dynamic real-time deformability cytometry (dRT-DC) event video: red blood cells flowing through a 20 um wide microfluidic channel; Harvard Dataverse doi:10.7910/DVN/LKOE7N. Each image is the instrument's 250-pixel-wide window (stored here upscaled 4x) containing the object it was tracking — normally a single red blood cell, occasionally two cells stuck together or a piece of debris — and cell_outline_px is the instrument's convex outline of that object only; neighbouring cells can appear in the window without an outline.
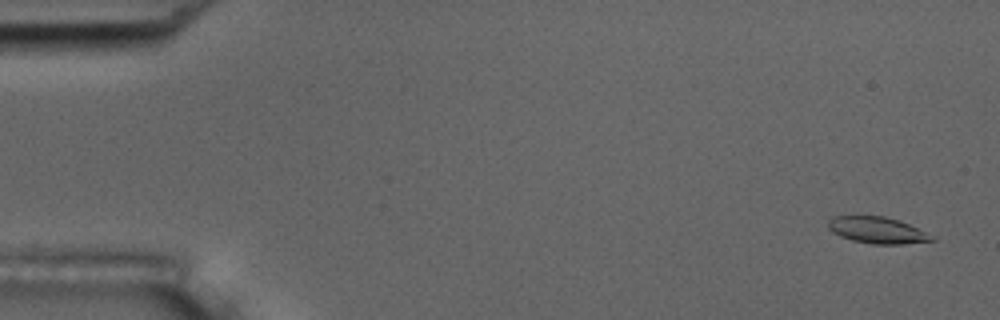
{"species": "common noctule bat (a hibernating species)", "species_latin": "Nyctalus noctula", "temperature_condition": "room temperature", "stored_images_in_passage": 58, "camera_frame_rate_fps": 3000, "um_per_image_px": 0.085, "animal": {"sex": "male", "body_mass_g": 17.5, "forearm_length_mm": 52.3}, "frame": {"image": 1, "passage_image": 3, "time_ms": 0.667, "image_size_px": [1000, 320], "cell_outline_px": [[936, 240], [904, 244], [872, 244], [852, 240], [840, 236], [832, 232], [828, 228], [828, 220], [836, 216], [884, 216], [900, 220], [936, 236]], "centroid_in_image_um": [74.61, 19.57], "position_along_channel_um": 10.4, "area_um2": 16.13}}
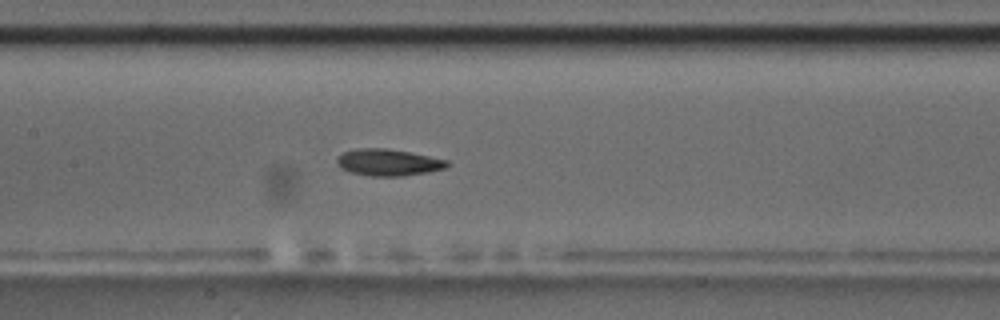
{"frame": {"image": 2, "passage_image": 28, "time_ms": 9.0, "image_size_px": [1000, 320], "cell_outline_px": [[448, 164], [444, 168], [428, 172], [400, 176], [368, 176], [352, 172], [340, 168], [336, 164], [336, 160], [344, 152], [356, 148], [384, 148], [408, 152], [448, 160]], "centroid_in_image_um": [32.96, 13.81], "position_along_channel_um": 174.4, "area_um2": 16.94}}
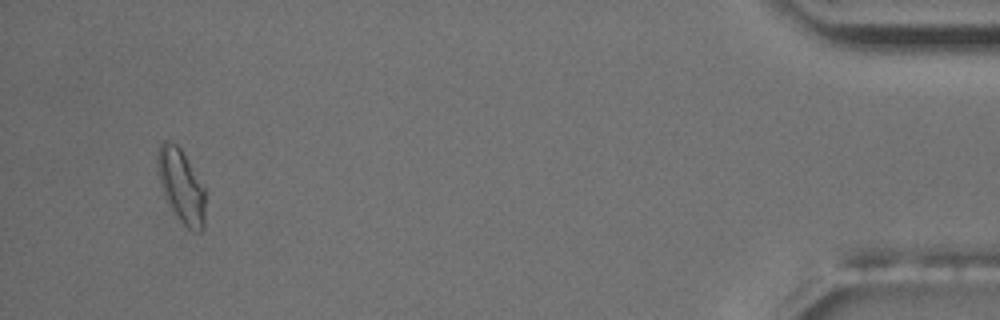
{"frame": {"image": 3, "passage_image": 55, "time_ms": 18.0, "image_size_px": [1000, 320], "cell_outline_px": [[204, 228], [200, 232], [192, 232], [180, 220], [172, 208], [160, 184], [156, 172], [156, 156], [160, 144], [164, 140], [168, 140], [176, 144], [180, 148], [204, 188]], "centroid_in_image_um": [15.38, 15.78], "position_along_channel_um": 419.8, "area_um2": 20.11}, "authors_computed_cell_mechanics": {"area_um2": 16.7331, "velocity_mm_per_s": 3.5535, "shape_relaxation_time_tau1_ms": 3.0524, "shape_relaxation_time_tau2_ms": 5.1802, "deformation_change_tau1": 0.1325, "deformation_change_tau2": 0.0869}}